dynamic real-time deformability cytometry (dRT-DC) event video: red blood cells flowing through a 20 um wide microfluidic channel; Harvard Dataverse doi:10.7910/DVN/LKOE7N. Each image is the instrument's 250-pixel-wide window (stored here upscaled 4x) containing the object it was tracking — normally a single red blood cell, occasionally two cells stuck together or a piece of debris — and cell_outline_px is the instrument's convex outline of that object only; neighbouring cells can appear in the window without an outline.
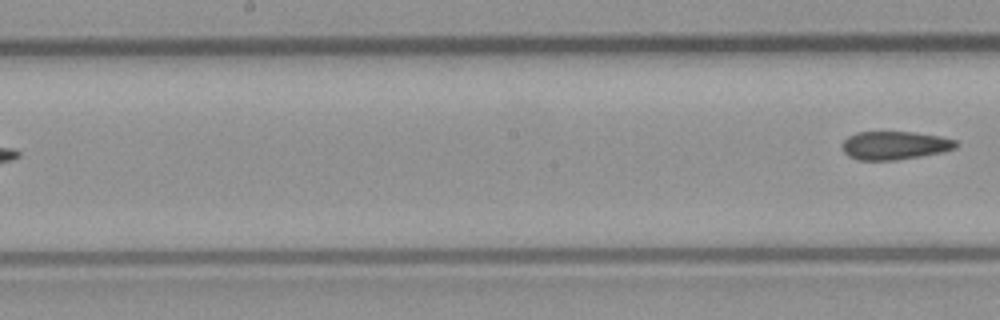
{"species": "common noctule bat (a hibernating species)", "species_latin": "Nyctalus noctula", "temperature_condition": "room temperature", "stored_images_in_passage": 9, "segment_of_instrument_passage": [2, 2], "camera_frame_rate_fps": 3000, "um_per_image_px": 0.085, "animal": {"sex": "male", "body_mass_g": 23.1, "forearm_length_mm": 52.7}, "frame": {"image": 1, "passage_image": 9, "time_ms": 2.667, "image_size_px": [1000, 320], "cell_outline_px": [[956, 148], [940, 152], [920, 156], [896, 160], [860, 160], [848, 156], [844, 152], [844, 140], [848, 136], [856, 132], [912, 132], [940, 136], [956, 140]], "centroid_in_image_um": [76.04, 12.35], "position_along_channel_um": 172.2, "area_um2": 18.55}}